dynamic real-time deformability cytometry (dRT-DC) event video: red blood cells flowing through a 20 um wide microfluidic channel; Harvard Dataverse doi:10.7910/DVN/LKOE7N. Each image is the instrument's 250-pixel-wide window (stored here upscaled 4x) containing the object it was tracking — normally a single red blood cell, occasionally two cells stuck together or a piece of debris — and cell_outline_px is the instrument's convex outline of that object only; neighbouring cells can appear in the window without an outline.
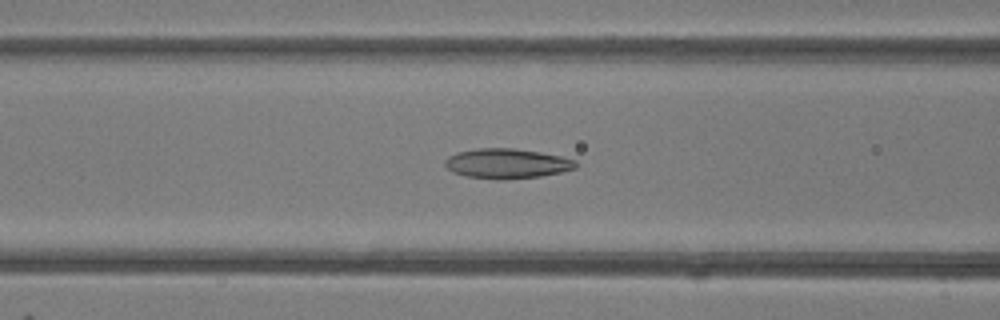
{"species": "common noctule bat (a hibernating species)", "species_latin": "Nyctalus noctula", "temperature_condition": "room temperature", "stored_images_in_passage": 49, "camera_frame_rate_fps": 3000, "um_per_image_px": 0.085, "animal": {"sex": "female"}, "frame": {"image": 1, "passage_image": 20, "time_ms": 6.333, "image_size_px": [1000, 320], "cell_outline_px": [[580, 164], [576, 168], [560, 172], [540, 176], [504, 180], [496, 180], [464, 176], [452, 172], [444, 164], [444, 160], [448, 156], [456, 152], [476, 148], [512, 148], [540, 152], [560, 156], [576, 160]], "centroid_in_image_um": [43.07, 13.9], "position_along_channel_um": 123.5, "area_um2": 23.06}}
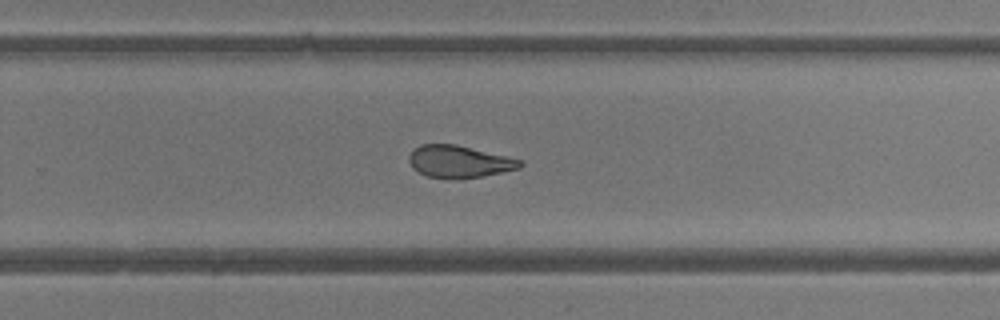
{"frame": {"image": 2, "passage_image": 32, "time_ms": 10.333, "image_size_px": [1000, 320], "cell_outline_px": [[524, 164], [520, 168], [480, 176], [428, 176], [412, 168], [408, 160], [408, 156], [420, 144], [456, 144], [524, 160]], "centroid_in_image_um": [39.05, 13.68], "position_along_channel_um": 290.7, "area_um2": 20.11}}
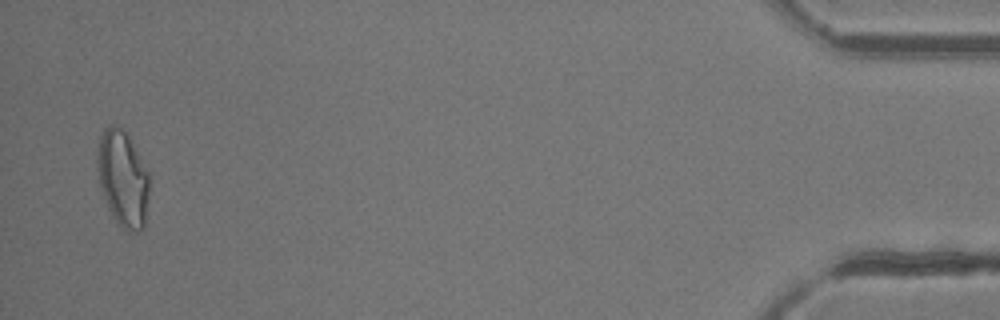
{"frame": {"image": 3, "passage_image": 48, "time_ms": 15.667, "image_size_px": [1000, 320], "cell_outline_px": [[148, 196], [144, 228], [140, 232], [128, 232], [120, 228], [116, 224], [108, 208], [100, 184], [96, 160], [100, 136], [104, 128], [108, 124], [112, 124], [120, 128], [132, 140], [148, 172]], "centroid_in_image_um": [10.44, 15.21], "position_along_channel_um": 424.8, "area_um2": 29.25}, "authors_computed_cell_mechanics": {"area_um2": 23.4668, "velocity_mm_per_s": 4.194, "shape_relaxation_time_tau1_ms": null, "shape_relaxation_time_tau2_ms": 3.1205, "deformation_change_tau1": null, "deformation_change_tau2": 0.1034}}